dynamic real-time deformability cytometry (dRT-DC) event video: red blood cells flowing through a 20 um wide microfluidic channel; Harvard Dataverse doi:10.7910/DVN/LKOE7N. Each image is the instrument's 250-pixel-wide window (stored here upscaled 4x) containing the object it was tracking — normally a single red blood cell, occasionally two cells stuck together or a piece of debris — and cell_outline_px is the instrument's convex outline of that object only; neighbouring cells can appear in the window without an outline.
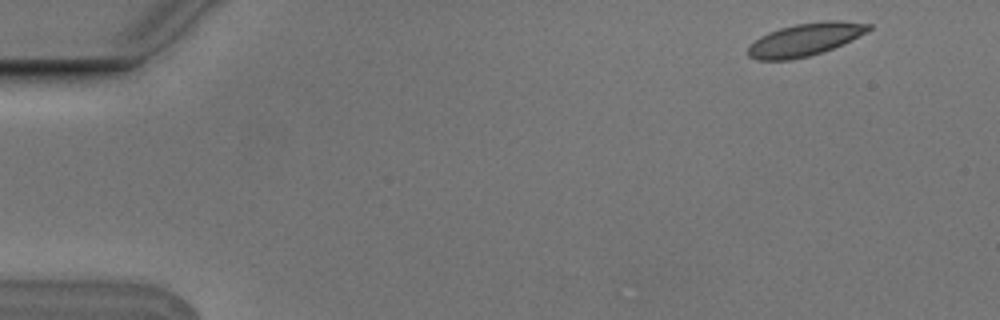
{"species": "Egyptian fruit bat (a non-hibernating species)", "species_latin": "Rousettus aegyptiacus", "temperature_condition": "cold", "stored_images_in_passage": 5, "camera_frame_rate_fps": 3000, "um_per_image_px": 0.085, "animal": {"sex": "male"}, "frame": {"image": 1, "passage_image": 1, "time_ms": 0.0, "image_size_px": [1000, 320], "cell_outline_px": [[872, 28], [868, 32], [844, 44], [808, 56], [792, 60], [756, 60], [748, 56], [748, 48], [760, 36], [768, 32], [780, 28], [796, 24], [824, 20], [840, 20], [872, 24]], "centroid_in_image_um": [68.47, 3.35], "position_along_channel_um": 16.5, "area_um2": 23.06}}
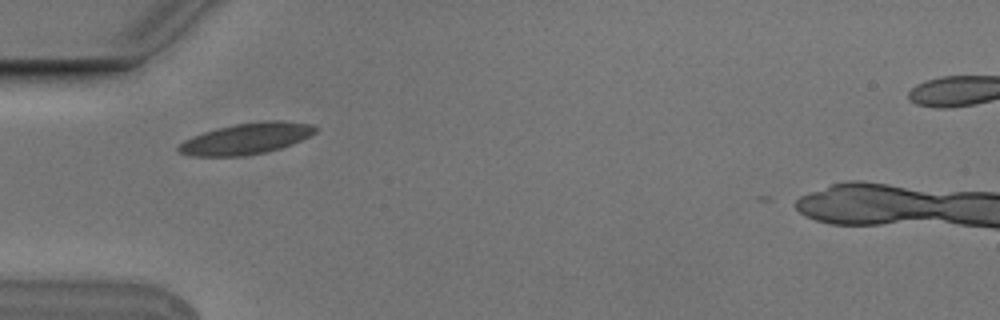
{"frame": {"image": 2, "passage_image": 4, "time_ms": 1.0, "image_size_px": [1000, 320], "cell_outline_px": [[316, 132], [292, 144], [280, 148], [264, 152], [244, 156], [192, 156], [180, 152], [176, 148], [184, 140], [192, 136], [216, 128], [236, 124], [272, 120], [284, 120], [312, 124], [316, 128]], "centroid_in_image_um": [20.93, 11.78], "position_along_channel_um": 64.1, "area_um2": 24.62}}